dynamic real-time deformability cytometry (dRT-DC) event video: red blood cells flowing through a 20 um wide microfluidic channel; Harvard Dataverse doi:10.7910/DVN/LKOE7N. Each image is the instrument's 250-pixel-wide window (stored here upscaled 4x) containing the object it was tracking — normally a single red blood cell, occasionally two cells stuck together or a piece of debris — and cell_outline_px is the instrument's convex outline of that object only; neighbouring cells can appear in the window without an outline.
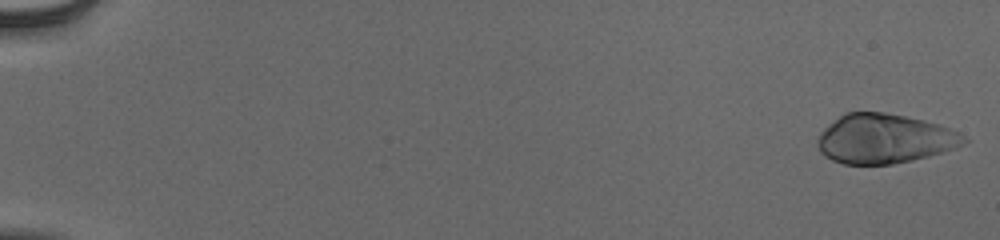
{"species": "human", "species_latin": "Homo sapiens", "temperature_condition": "cold", "stored_images_in_passage": 54, "camera_frame_rate_fps": 3000, "um_per_image_px": 0.085, "donor": {"sex": "male"}, "frame": {"image": 1, "passage_image": 1, "time_ms": 0.0, "image_size_px": [1000, 240], "cell_outline_px": [[968, 140], [964, 144], [956, 148], [928, 156], [892, 164], [844, 164], [832, 160], [824, 156], [820, 152], [816, 144], [816, 140], [820, 132], [828, 124], [844, 112], [884, 112], [924, 120], [940, 124], [964, 136]], "centroid_in_image_um": [75.13, 11.79], "position_along_channel_um": 9.9, "area_um2": 42.19}}
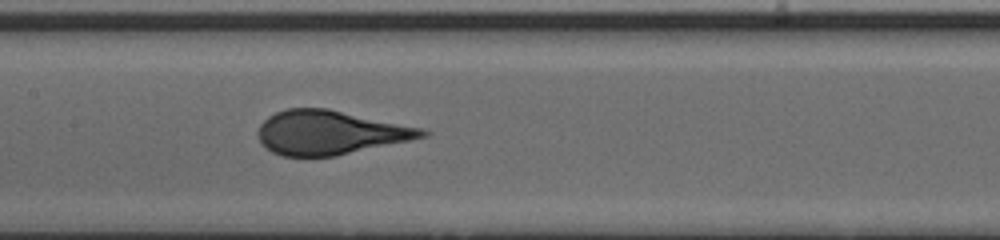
{"frame": {"image": 2, "passage_image": 29, "time_ms": 9.333, "image_size_px": [1000, 240], "cell_outline_px": [[428, 136], [336, 156], [284, 156], [272, 152], [260, 144], [256, 132], [260, 124], [268, 116], [276, 112], [288, 108], [328, 108], [424, 128], [428, 132]], "centroid_in_image_um": [28.02, 11.26], "position_along_channel_um": 179.4, "area_um2": 42.25}}
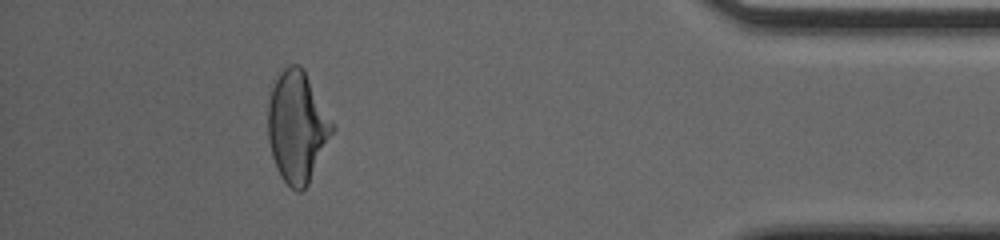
{"frame": {"image": 3, "passage_image": 50, "time_ms": 16.333, "image_size_px": [1000, 240], "cell_outline_px": [[336, 128], [308, 184], [300, 192], [296, 192], [280, 176], [276, 168], [272, 156], [268, 140], [268, 104], [272, 88], [280, 72], [288, 64], [300, 64], [304, 68], [336, 124]], "centroid_in_image_um": [25.29, 10.75], "position_along_channel_um": 409.9, "area_um2": 42.19}}